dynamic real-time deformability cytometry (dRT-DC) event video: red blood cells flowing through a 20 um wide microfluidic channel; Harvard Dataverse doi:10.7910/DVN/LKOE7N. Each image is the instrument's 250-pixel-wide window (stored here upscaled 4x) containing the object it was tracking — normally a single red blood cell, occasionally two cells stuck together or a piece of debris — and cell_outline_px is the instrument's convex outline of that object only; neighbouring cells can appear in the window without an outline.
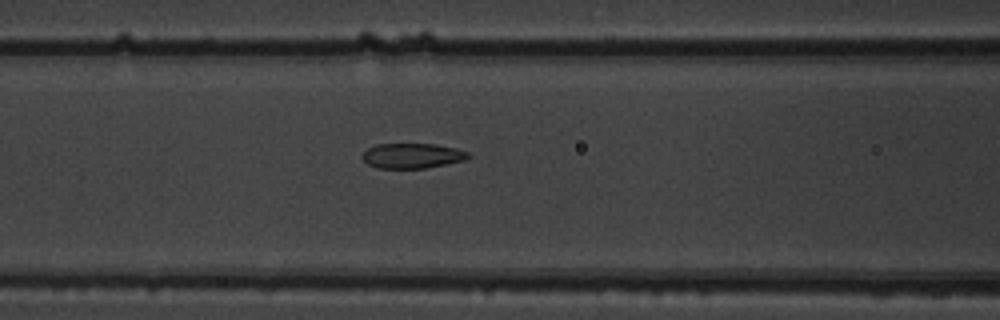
{"species": "common noctule bat (a hibernating species)", "species_latin": "Nyctalus noctula", "temperature_condition": "warm", "stored_images_in_passage": 6, "camera_frame_rate_fps": 3000, "um_per_image_px": 0.085, "animal": {"sex": "male", "body_mass_g": 19.5, "forearm_length_mm": 54.6}, "frame": {"image": 1, "passage_image": 6, "time_ms": 1.667, "image_size_px": [1000, 320], "cell_outline_px": [[472, 156], [464, 160], [424, 168], [376, 168], [368, 164], [360, 156], [368, 148], [376, 144], [436, 144], [456, 148], [468, 152]], "centroid_in_image_um": [35.03, 13.23], "position_along_channel_um": 131.6, "area_um2": 15.43}}